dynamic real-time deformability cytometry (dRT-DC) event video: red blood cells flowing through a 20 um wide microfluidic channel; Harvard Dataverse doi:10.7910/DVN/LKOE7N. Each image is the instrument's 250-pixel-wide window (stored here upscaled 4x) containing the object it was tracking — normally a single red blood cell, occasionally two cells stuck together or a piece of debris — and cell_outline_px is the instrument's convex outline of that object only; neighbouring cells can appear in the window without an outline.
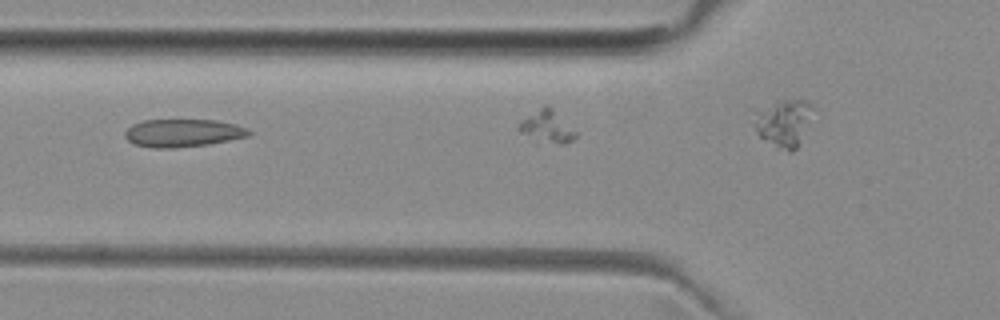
{"species": "common noctule bat (a hibernating species)", "species_latin": "Nyctalus noctula", "temperature_condition": "room temperature", "stored_images_in_passage": 23, "camera_frame_rate_fps": 3000, "um_per_image_px": 0.085, "animal": {"sex": "female", "body_mass_g": 29.2, "forearm_length_mm": 56.3}, "frame": {"image": 1, "passage_image": 17, "time_ms": 5.333, "image_size_px": [1000, 320], "cell_outline_px": [[252, 132], [248, 136], [208, 144], [172, 148], [156, 148], [132, 144], [124, 136], [124, 132], [132, 124], [144, 120], [216, 120], [236, 124], [248, 128]], "centroid_in_image_um": [15.53, 11.3], "position_along_channel_um": 110.3, "area_um2": 20.11}}